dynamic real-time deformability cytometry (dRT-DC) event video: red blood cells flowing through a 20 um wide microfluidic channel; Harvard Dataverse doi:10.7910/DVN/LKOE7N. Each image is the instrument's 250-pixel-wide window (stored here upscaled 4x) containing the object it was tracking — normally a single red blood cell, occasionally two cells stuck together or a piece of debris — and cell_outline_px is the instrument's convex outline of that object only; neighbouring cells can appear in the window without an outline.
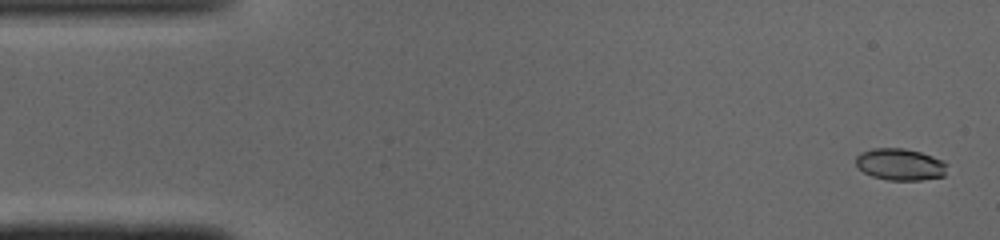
{"species": "common noctule bat (a hibernating species)", "species_latin": "Nyctalus noctula", "temperature_condition": "cold", "stored_images_in_passage": 49, "camera_frame_rate_fps": 3000, "um_per_image_px": 0.085, "animal": {"sex": "male", "body_mass_g": 19.0, "forearm_length_mm": 50.8}, "frame": {"image": 1, "passage_image": 2, "time_ms": 0.333, "image_size_px": [1000, 240], "cell_outline_px": [[948, 164], [944, 176], [920, 180], [888, 180], [872, 176], [864, 172], [856, 164], [856, 156], [860, 152], [872, 148], [904, 148], [920, 152], [944, 160]], "centroid_in_image_um": [76.53, 13.97], "position_along_channel_um": 8.5, "area_um2": 16.99}}
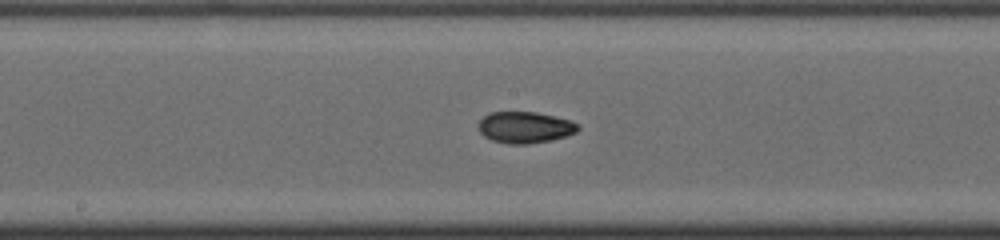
{"frame": {"image": 2, "passage_image": 25, "time_ms": 8.0, "image_size_px": [1000, 240], "cell_outline_px": [[580, 128], [576, 132], [552, 140], [528, 144], [508, 144], [492, 140], [484, 136], [480, 132], [480, 120], [484, 116], [492, 112], [536, 112], [568, 120], [580, 124]], "centroid_in_image_um": [44.63, 10.83], "position_along_channel_um": 203.6, "area_um2": 18.03}}
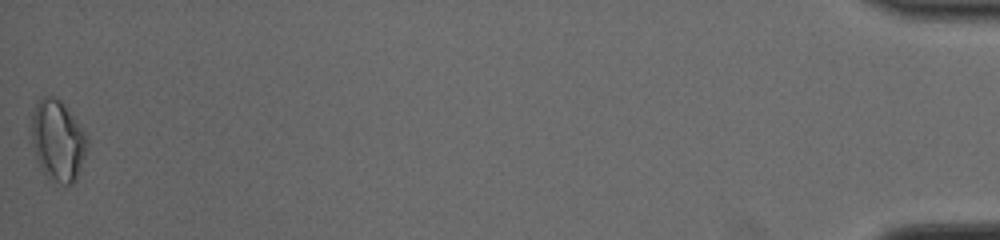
{"frame": {"image": 3, "passage_image": 49, "time_ms": 16.0, "image_size_px": [1000, 240], "cell_outline_px": [[88, 144], [80, 168], [72, 184], [60, 184], [44, 172], [36, 156], [32, 136], [32, 116], [36, 104], [44, 96], [56, 96], [64, 104], [88, 136]], "centroid_in_image_um": [4.93, 11.9], "position_along_channel_um": 430.3, "area_um2": 25.55}, "authors_computed_cell_mechanics": {"area_um2": 17.918, "velocity_mm_per_s": 4.1163, "shape_relaxation_time_tau1_ms": 8.771, "shape_relaxation_time_tau2_ms": 2.5278, "deformation_change_tau1": 0.2151, "deformation_change_tau2": 0.0624}}